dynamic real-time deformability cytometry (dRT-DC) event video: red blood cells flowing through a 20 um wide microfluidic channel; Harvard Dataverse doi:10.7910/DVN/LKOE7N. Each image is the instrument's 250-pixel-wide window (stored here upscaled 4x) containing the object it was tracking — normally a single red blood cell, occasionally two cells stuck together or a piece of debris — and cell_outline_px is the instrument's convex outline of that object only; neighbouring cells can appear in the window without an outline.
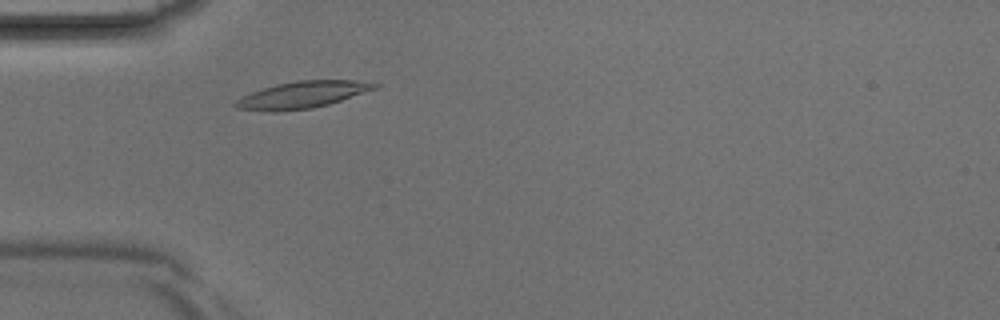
{"species": "Egyptian fruit bat (a non-hibernating species)", "species_latin": "Rousettus aegyptiacus", "temperature_condition": "room temperature", "stored_images_in_passage": 2, "camera_frame_rate_fps": 3000, "um_per_image_px": 0.085, "animal": {"sex": "male"}, "frame": {"image": 1, "passage_image": 1, "time_ms": 0.0, "image_size_px": [1000, 320], "cell_outline_px": [[380, 84], [376, 88], [328, 104], [312, 108], [276, 112], [236, 108], [232, 104], [236, 100], [252, 92], [276, 84], [296, 80], [352, 80]], "centroid_in_image_um": [25.65, 8.06], "position_along_channel_um": 59.3, "area_um2": 21.39}}